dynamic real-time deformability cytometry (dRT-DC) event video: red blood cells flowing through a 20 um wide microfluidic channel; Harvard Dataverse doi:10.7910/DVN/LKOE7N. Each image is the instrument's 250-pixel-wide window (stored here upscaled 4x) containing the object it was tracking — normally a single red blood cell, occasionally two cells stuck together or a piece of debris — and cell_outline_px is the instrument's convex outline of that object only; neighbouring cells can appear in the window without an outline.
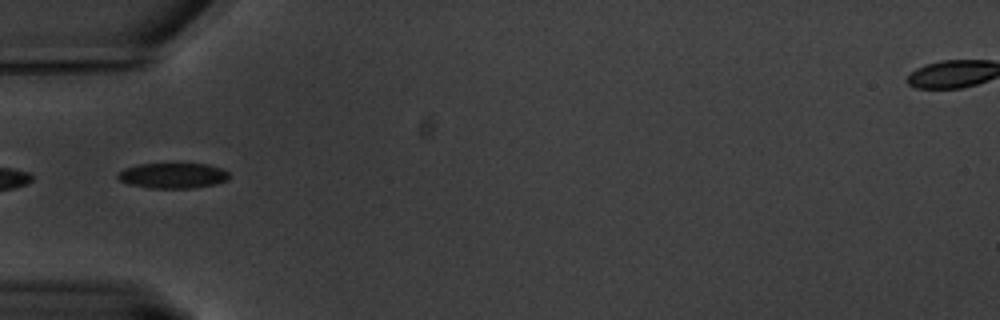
{"species": "common noctule bat (a hibernating species)", "species_latin": "Nyctalus noctula", "temperature_condition": "warm", "stored_images_in_passage": 42, "camera_frame_rate_fps": 3000, "um_per_image_px": 0.085, "animal": {"sex": "male", "body_mass_g": 20.1, "forearm_length_mm": 53.5}, "frame": {"image": 1, "passage_image": 1, "time_ms": 0.0, "image_size_px": [1000, 320], "cell_outline_px": [[228, 180], [216, 184], [192, 188], [148, 188], [128, 184], [120, 180], [116, 176], [124, 168], [140, 164], [204, 164], [220, 168], [228, 172]], "centroid_in_image_um": [14.67, 14.93], "position_along_channel_um": 70.3, "area_um2": 16.36}}
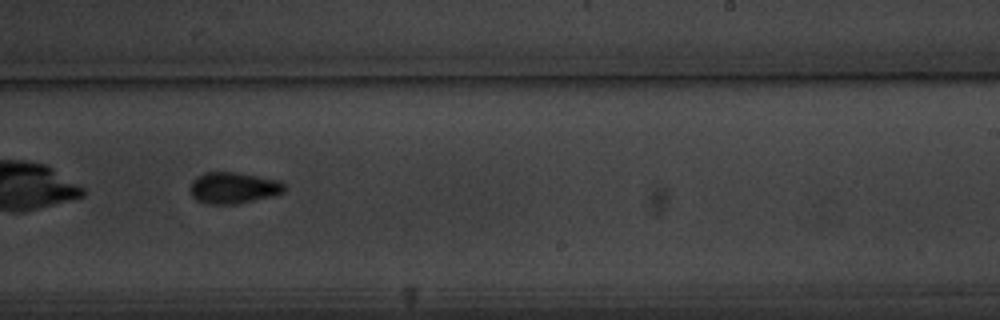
{"frame": {"image": 2, "passage_image": 19, "time_ms": 6.0, "image_size_px": [1000, 320], "cell_outline_px": [[284, 192], [272, 196], [236, 204], [208, 204], [196, 200], [192, 196], [188, 188], [192, 180], [196, 176], [204, 172], [232, 172], [276, 180], [284, 184]], "centroid_in_image_um": [19.75, 15.98], "position_along_channel_um": 269.2, "area_um2": 17.11}, "authors_computed_cell_mechanics": {"area_um2": 16.9065, "velocity_mm_per_s": 3.3037, "shape_relaxation_time_tau1_ms": 3.0866, "shape_relaxation_time_tau2_ms": 3.1004, "deformation_change_tau1": 0.1157, "deformation_change_tau2": 0.0813}}